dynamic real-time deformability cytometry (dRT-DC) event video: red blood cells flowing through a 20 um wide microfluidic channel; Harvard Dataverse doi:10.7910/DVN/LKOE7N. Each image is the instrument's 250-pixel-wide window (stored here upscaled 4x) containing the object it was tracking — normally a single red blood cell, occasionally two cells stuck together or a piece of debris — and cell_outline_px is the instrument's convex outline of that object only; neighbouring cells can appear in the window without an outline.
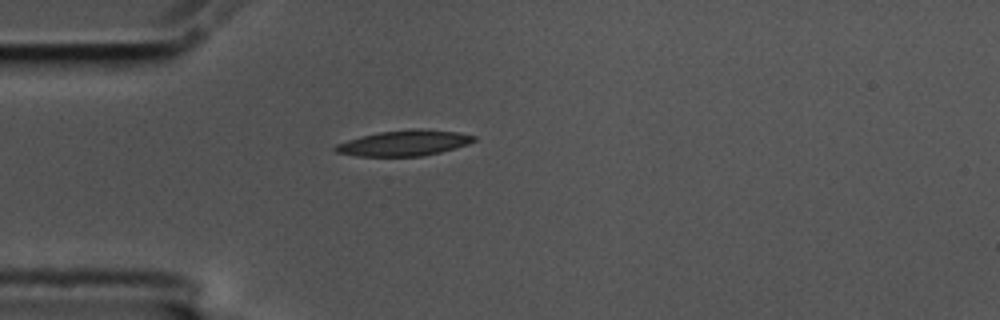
{"species": "common noctule bat (a hibernating species)", "species_latin": "Nyctalus noctula", "temperature_condition": "cold", "stored_images_in_passage": 2, "camera_frame_rate_fps": 3000, "um_per_image_px": 0.085, "animal": {"sex": "male", "body_mass_g": 17.5, "forearm_length_mm": 52.3}, "frame": {"image": 1, "passage_image": 1, "time_ms": 0.0, "image_size_px": [1000, 320], "cell_outline_px": [[476, 140], [468, 144], [440, 152], [420, 156], [356, 156], [336, 152], [332, 148], [336, 144], [360, 136], [380, 132], [412, 128], [420, 128], [460, 132], [476, 136]], "centroid_in_image_um": [34.36, 12.15], "position_along_channel_um": 50.6, "area_um2": 20.75}}